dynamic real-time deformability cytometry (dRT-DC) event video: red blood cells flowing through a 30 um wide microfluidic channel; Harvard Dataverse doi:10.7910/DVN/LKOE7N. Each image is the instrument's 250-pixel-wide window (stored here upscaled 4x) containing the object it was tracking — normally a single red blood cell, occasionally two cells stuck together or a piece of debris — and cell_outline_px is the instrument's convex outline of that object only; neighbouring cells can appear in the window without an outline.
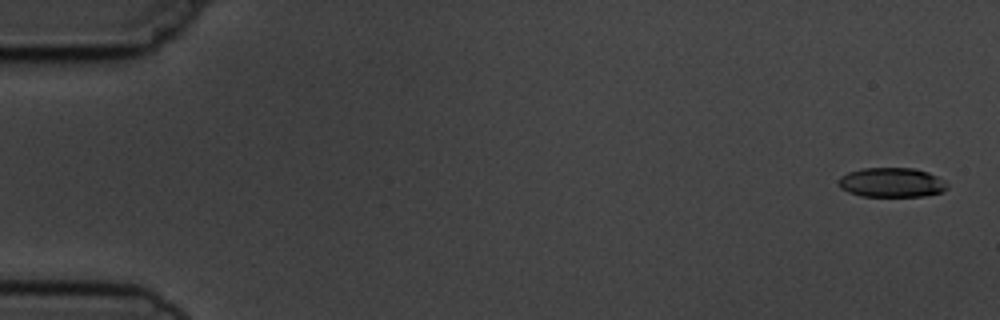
{"species": "common noctule bat (a hibernating species)", "species_latin": "Nyctalus noctula", "temperature_condition": "cold", "stored_images_in_passage": 7, "camera_frame_rate_fps": 3000, "um_per_image_px": 0.085, "animal": {"sex": "male", "body_mass_g": 19.5, "forearm_length_mm": 54.6}, "frame": {"image": 1, "passage_image": 1, "time_ms": 0.0, "image_size_px": [1000, 320], "cell_outline_px": [[948, 188], [940, 192], [924, 196], [860, 196], [848, 192], [840, 188], [840, 176], [848, 172], [860, 168], [916, 168], [928, 172], [944, 180], [948, 184]], "centroid_in_image_um": [75.79, 15.5], "position_along_channel_um": 9.2, "area_um2": 18.73}}
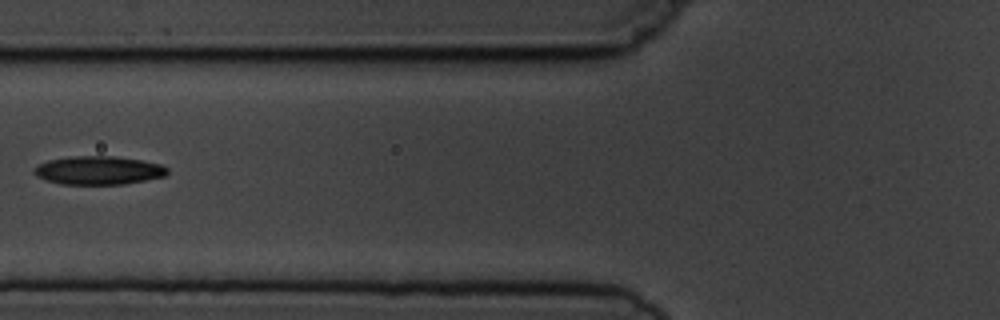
{"frame": {"image": 2, "passage_image": 6, "time_ms": 6.667, "image_size_px": [1000, 320], "cell_outline_px": [[168, 172], [164, 176], [124, 184], [60, 184], [36, 176], [32, 172], [32, 168], [36, 164], [48, 160], [72, 156], [112, 156], [140, 160], [160, 164], [168, 168]], "centroid_in_image_um": [8.31, 14.47], "position_along_channel_um": 117.5, "area_um2": 22.08}}
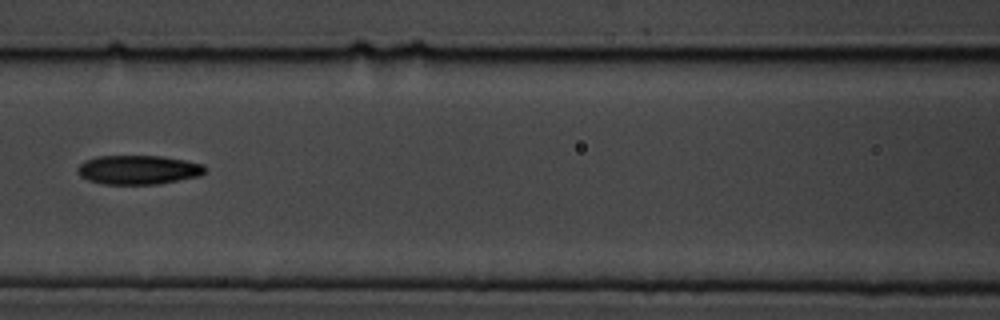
{"frame": {"image": 3, "passage_image": 7, "time_ms": 7.667, "image_size_px": [1000, 320], "cell_outline_px": [[204, 172], [200, 176], [160, 184], [104, 184], [88, 180], [80, 176], [76, 172], [76, 168], [84, 160], [96, 156], [160, 156], [184, 160], [204, 164]], "centroid_in_image_um": [11.72, 14.43], "position_along_channel_um": 154.9, "area_um2": 21.73}}